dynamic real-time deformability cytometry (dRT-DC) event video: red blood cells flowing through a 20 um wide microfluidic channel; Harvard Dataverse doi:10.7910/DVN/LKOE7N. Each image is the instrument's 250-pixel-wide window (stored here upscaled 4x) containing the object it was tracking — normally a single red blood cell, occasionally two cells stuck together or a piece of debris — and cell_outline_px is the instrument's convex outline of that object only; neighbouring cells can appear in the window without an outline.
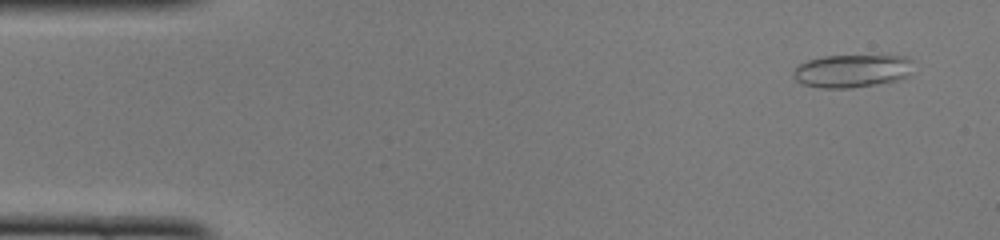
{"species": "common noctule bat (a hibernating species)", "species_latin": "Nyctalus noctula", "temperature_condition": "cold", "stored_images_in_passage": 48, "camera_frame_rate_fps": 3000, "um_per_image_px": 0.085, "animal": {"sex": "female", "body_mass_g": 22.0, "forearm_length_mm": 56.7}, "frame": {"image": 1, "passage_image": 3, "time_ms": 0.667, "image_size_px": [1000, 240], "cell_outline_px": [[912, 76], [896, 80], [876, 84], [852, 88], [820, 88], [800, 84], [792, 76], [792, 72], [800, 64], [808, 60], [824, 56], [908, 56], [912, 60]], "centroid_in_image_um": [72.43, 6.04], "position_along_channel_um": 12.6, "area_um2": 23.29}}
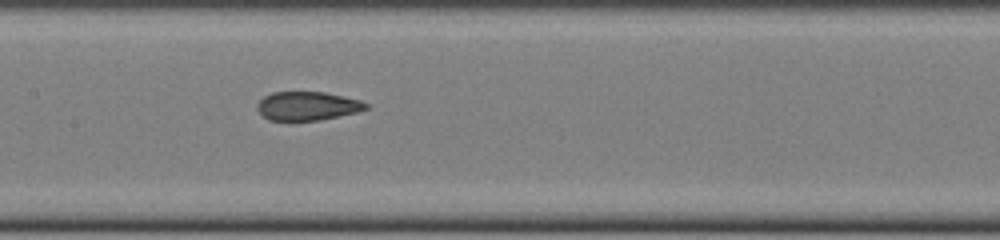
{"frame": {"image": 2, "passage_image": 23, "time_ms": 7.333, "image_size_px": [1000, 240], "cell_outline_px": [[368, 108], [356, 112], [320, 120], [268, 120], [256, 108], [256, 104], [264, 96], [272, 92], [324, 92], [344, 96], [360, 100], [368, 104]], "centroid_in_image_um": [26.11, 9.0], "position_along_channel_um": 181.3, "area_um2": 18.09}}
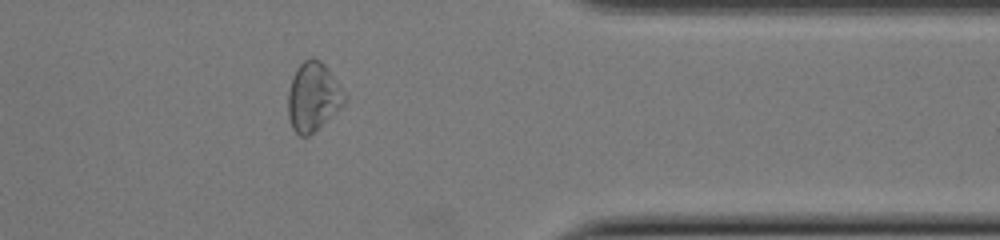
{"frame": {"image": 3, "passage_image": 39, "time_ms": 12.667, "image_size_px": [1000, 240], "cell_outline_px": [[348, 96], [344, 104], [340, 108], [308, 136], [300, 136], [292, 128], [288, 116], [288, 92], [292, 76], [296, 68], [304, 60], [312, 56], [320, 60], [324, 64]], "centroid_in_image_um": [26.61, 8.2], "position_along_channel_um": 384.8, "area_um2": 22.6}, "authors_computed_cell_mechanics": {"area_um2": 20.3745, "velocity_mm_per_s": 4.1108, "shape_relaxation_time_tau1_ms": null, "shape_relaxation_time_tau2_ms": 1.1552, "deformation_change_tau1": null, "deformation_change_tau2": 0.0694}}